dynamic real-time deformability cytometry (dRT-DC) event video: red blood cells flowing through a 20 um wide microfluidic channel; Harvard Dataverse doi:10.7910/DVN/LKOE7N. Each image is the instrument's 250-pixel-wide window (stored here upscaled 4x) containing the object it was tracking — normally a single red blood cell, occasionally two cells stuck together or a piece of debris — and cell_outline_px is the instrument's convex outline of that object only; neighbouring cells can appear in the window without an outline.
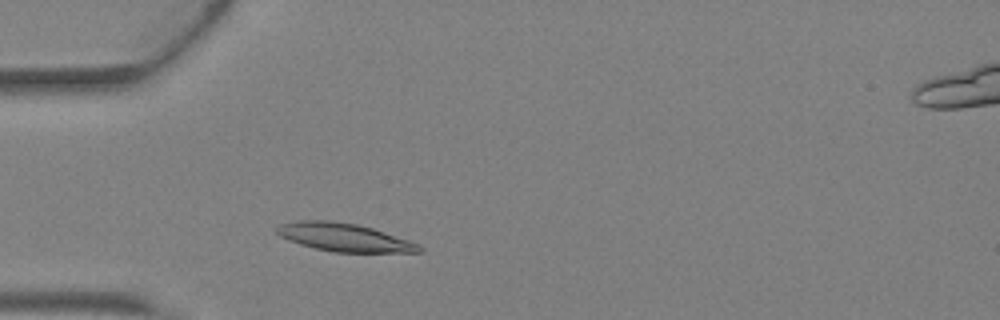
{"species": "Egyptian fruit bat (a non-hibernating species)", "species_latin": "Rousettus aegyptiacus", "temperature_condition": "warm", "stored_images_in_passage": 2, "camera_frame_rate_fps": 3000, "um_per_image_px": 0.085, "animal": {"sex": "female"}, "frame": {"image": 1, "passage_image": 1, "time_ms": 0.0, "image_size_px": [1000, 320], "cell_outline_px": [[424, 252], [336, 252], [316, 248], [300, 244], [280, 236], [276, 232], [276, 228], [280, 224], [300, 220], [332, 220], [356, 224], [372, 228], [420, 244], [424, 248]], "centroid_in_image_um": [29.28, 20.17], "position_along_channel_um": 55.7, "area_um2": 23.18}}